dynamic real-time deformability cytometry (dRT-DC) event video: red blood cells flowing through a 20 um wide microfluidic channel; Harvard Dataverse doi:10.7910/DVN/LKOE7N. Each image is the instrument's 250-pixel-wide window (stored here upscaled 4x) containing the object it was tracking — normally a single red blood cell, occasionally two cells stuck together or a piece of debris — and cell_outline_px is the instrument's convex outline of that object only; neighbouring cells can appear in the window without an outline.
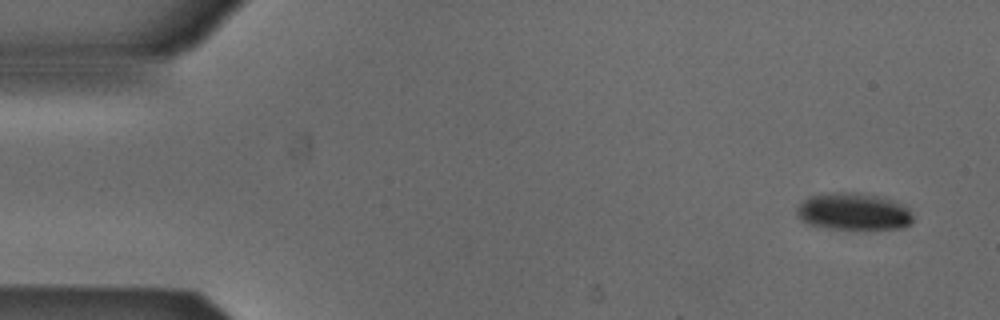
{"species": "Egyptian fruit bat (a non-hibernating species)", "species_latin": "Rousettus aegyptiacus", "temperature_condition": "cold", "stored_images_in_passage": 5, "camera_frame_rate_fps": 3000, "um_per_image_px": 0.085, "animal": {"sex": "male"}, "frame": {"image": 1, "passage_image": 1, "time_ms": 0.0, "image_size_px": [1000, 320], "cell_outline_px": [[912, 220], [904, 228], [872, 232], [856, 232], [828, 228], [812, 224], [800, 220], [796, 212], [800, 204], [804, 200], [812, 196], [872, 196], [892, 200], [908, 208], [912, 216]], "centroid_in_image_um": [72.63, 18.13], "position_along_channel_um": 12.4, "area_um2": 24.51}}
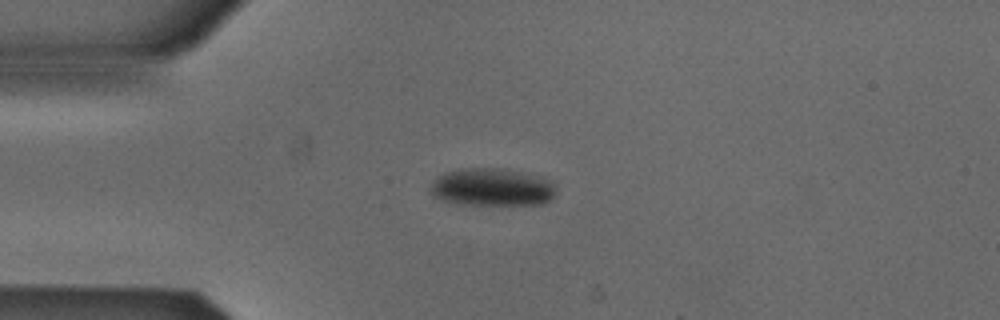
{"frame": {"image": 2, "passage_image": 4, "time_ms": 1.0, "image_size_px": [1000, 320], "cell_outline_px": [[556, 192], [544, 204], [460, 204], [444, 200], [432, 196], [428, 184], [436, 176], [444, 172], [460, 168], [504, 168], [544, 176], [556, 180]], "centroid_in_image_um": [41.84, 15.88], "position_along_channel_um": 43.2, "area_um2": 28.32}}
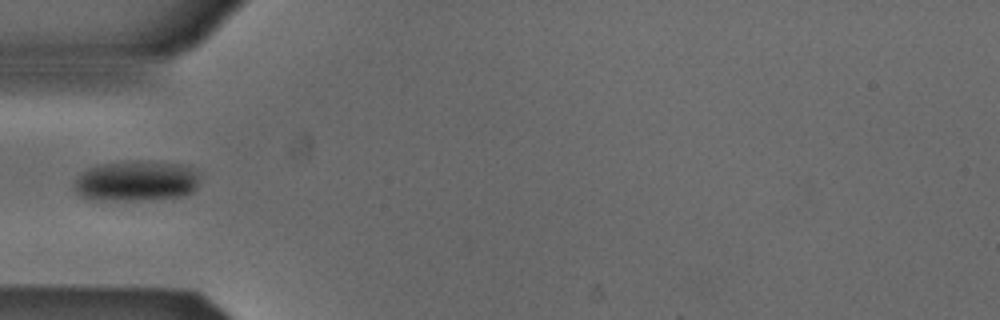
{"frame": {"image": 3, "passage_image": 5, "time_ms": 1.333, "image_size_px": [1000, 320], "cell_outline_px": [[200, 176], [196, 188], [192, 192], [184, 196], [148, 200], [88, 200], [80, 196], [72, 188], [72, 184], [80, 172], [88, 168], [100, 164], [132, 160], [148, 160], [180, 164], [192, 168]], "centroid_in_image_um": [11.54, 15.38], "position_along_channel_um": 73.5, "area_um2": 30.46}}